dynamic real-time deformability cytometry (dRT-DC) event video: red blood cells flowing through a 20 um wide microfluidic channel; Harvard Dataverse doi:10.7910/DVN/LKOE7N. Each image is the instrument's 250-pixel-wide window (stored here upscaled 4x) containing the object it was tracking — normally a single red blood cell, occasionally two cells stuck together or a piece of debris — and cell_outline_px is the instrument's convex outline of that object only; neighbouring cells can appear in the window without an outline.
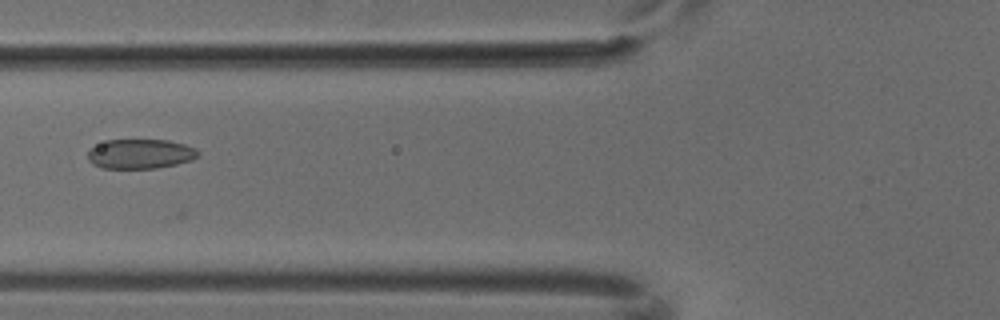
{"species": "common noctule bat (a hibernating species)", "species_latin": "Nyctalus noctula", "temperature_condition": "cold", "stored_images_in_passage": 3, "camera_frame_rate_fps": 3000, "um_per_image_px": 0.085, "animal": {"sex": "male", "body_mass_g": 18.8}, "frame": {"image": 1, "passage_image": 3, "time_ms": 0.667, "image_size_px": [1000, 320], "cell_outline_px": [[200, 156], [192, 160], [176, 164], [156, 168], [100, 168], [92, 164], [88, 160], [88, 148], [108, 140], [168, 140], [184, 144], [196, 148], [200, 152]], "centroid_in_image_um": [11.93, 13.08], "position_along_channel_um": 113.9, "area_um2": 19.19}}